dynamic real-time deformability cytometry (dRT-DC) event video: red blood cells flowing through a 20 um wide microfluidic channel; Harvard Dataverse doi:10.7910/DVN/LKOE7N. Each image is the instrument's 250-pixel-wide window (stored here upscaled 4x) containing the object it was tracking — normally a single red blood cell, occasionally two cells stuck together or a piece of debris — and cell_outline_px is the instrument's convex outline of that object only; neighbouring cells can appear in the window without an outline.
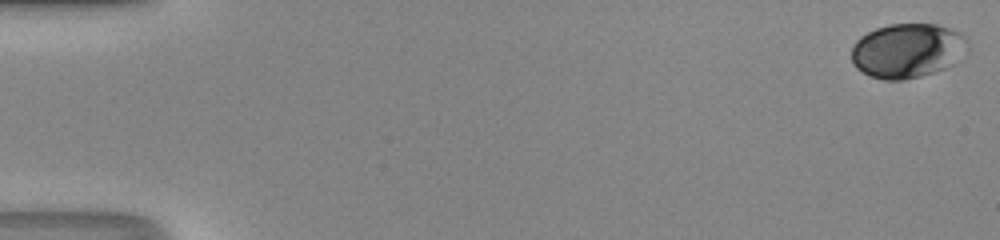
{"species": "human", "species_latin": "Homo sapiens", "temperature_condition": "room temperature", "stored_images_in_passage": 50, "camera_frame_rate_fps": 3000, "um_per_image_px": 0.085, "donor": {"sex": "male"}, "frame": {"image": 1, "passage_image": 1, "time_ms": 0.0, "image_size_px": [1000, 240], "cell_outline_px": [[968, 52], [956, 64], [920, 76], [904, 80], [884, 80], [868, 76], [856, 68], [852, 64], [852, 48], [856, 40], [860, 36], [876, 28], [888, 24], [936, 24], [948, 28], [964, 36], [968, 44]], "centroid_in_image_um": [77.13, 4.31], "position_along_channel_um": 7.9, "area_um2": 37.22}}
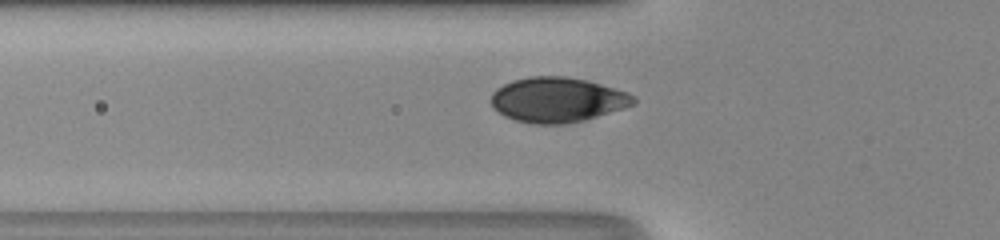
{"frame": {"image": 2, "passage_image": 19, "time_ms": 6.0, "image_size_px": [1000, 240], "cell_outline_px": [[636, 104], [624, 108], [584, 120], [568, 124], [532, 124], [516, 120], [504, 116], [492, 108], [492, 92], [496, 88], [512, 80], [528, 76], [564, 76], [588, 80], [628, 92], [636, 96]], "centroid_in_image_um": [47.39, 8.48], "position_along_channel_um": 78.4, "area_um2": 37.63}}
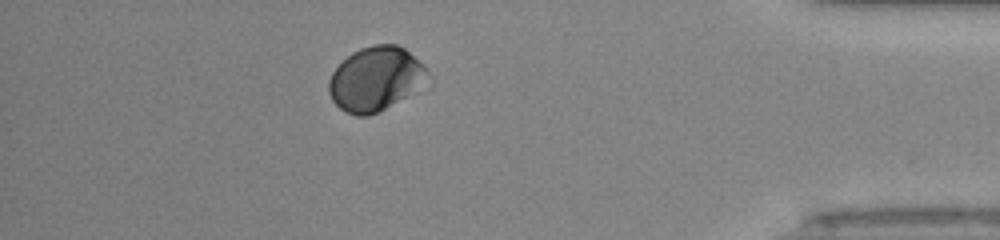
{"frame": {"image": 3, "passage_image": 45, "time_ms": 14.667, "image_size_px": [1000, 240], "cell_outline_px": [[428, 72], [404, 96], [384, 108], [368, 116], [356, 116], [340, 108], [332, 100], [328, 92], [328, 80], [332, 72], [352, 52], [360, 48], [372, 44], [396, 44], [404, 48]], "centroid_in_image_um": [31.78, 6.68], "position_along_channel_um": 403.4, "area_um2": 35.32}, "authors_computed_cell_mechanics": {"area_um2": 37.0209, "velocity_mm_per_s": 4.2015, "shape_relaxation_time_tau1_ms": 3.6124, "shape_relaxation_time_tau2_ms": null, "deformation_change_tau1": 0.0551, "deformation_change_tau2": null}}